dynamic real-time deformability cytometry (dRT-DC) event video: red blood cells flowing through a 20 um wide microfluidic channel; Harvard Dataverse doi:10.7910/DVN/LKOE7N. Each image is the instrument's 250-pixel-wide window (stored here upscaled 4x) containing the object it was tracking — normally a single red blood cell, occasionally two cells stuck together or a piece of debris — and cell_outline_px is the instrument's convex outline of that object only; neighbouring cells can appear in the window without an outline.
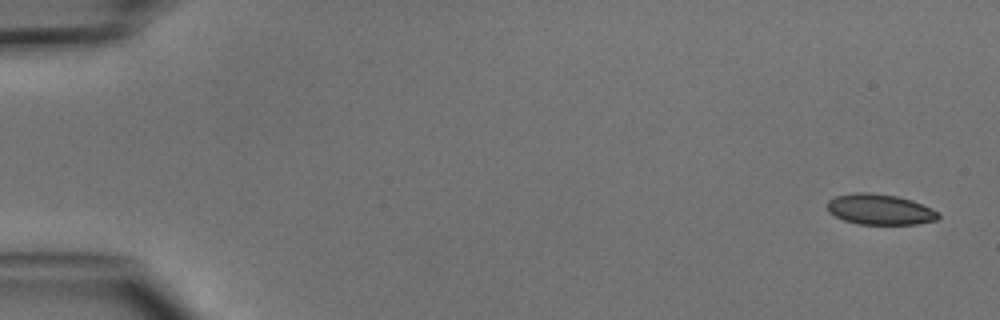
{"species": "common noctule bat (a hibernating species)", "species_latin": "Nyctalus noctula", "temperature_condition": "cold", "stored_images_in_passage": 5, "camera_frame_rate_fps": 3000, "um_per_image_px": 0.085, "animal": {"sex": "male", "body_mass_g": 15.6}, "frame": {"image": 1, "passage_image": 1, "time_ms": 0.0, "image_size_px": [1000, 320], "cell_outline_px": [[940, 216], [936, 220], [916, 224], [860, 224], [844, 220], [828, 212], [828, 200], [836, 196], [856, 192], [868, 192], [896, 196], [912, 200], [940, 212]], "centroid_in_image_um": [74.8, 17.8], "position_along_channel_um": 10.2, "area_um2": 19.71}}
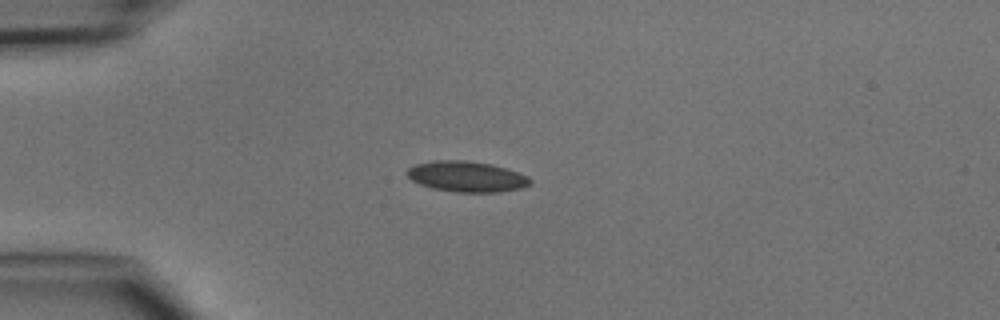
{"frame": {"image": 2, "passage_image": 4, "time_ms": 3.667, "image_size_px": [1000, 320], "cell_outline_px": [[532, 184], [520, 188], [500, 192], [456, 192], [432, 188], [420, 184], [412, 180], [408, 176], [408, 168], [416, 164], [432, 160], [464, 160], [492, 164], [528, 176], [532, 180]], "centroid_in_image_um": [39.67, 15.01], "position_along_channel_um": 45.3, "area_um2": 21.91}}